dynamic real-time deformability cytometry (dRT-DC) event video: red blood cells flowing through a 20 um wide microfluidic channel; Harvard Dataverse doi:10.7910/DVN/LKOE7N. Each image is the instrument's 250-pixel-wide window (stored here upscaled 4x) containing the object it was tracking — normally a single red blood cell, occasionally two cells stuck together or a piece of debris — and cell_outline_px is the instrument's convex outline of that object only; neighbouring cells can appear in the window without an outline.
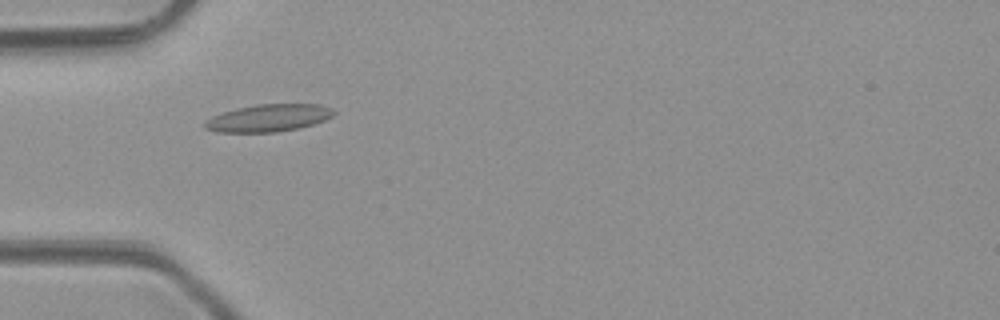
{"species": "common noctule bat (a hibernating species)", "species_latin": "Nyctalus noctula", "temperature_condition": "room temperature", "stored_images_in_passage": 6, "camera_frame_rate_fps": 3000, "um_per_image_px": 0.085, "animal": {"sex": "male", "body_mass_g": 23.1, "forearm_length_mm": 52.7}, "frame": {"image": 1, "passage_image": 4, "time_ms": 4.333, "image_size_px": [1000, 320], "cell_outline_px": [[336, 112], [332, 116], [324, 120], [300, 128], [276, 132], [220, 132], [204, 128], [204, 120], [212, 116], [236, 108], [256, 104], [320, 104], [332, 108]], "centroid_in_image_um": [22.82, 10.02], "position_along_channel_um": 62.2, "area_um2": 20.58}}
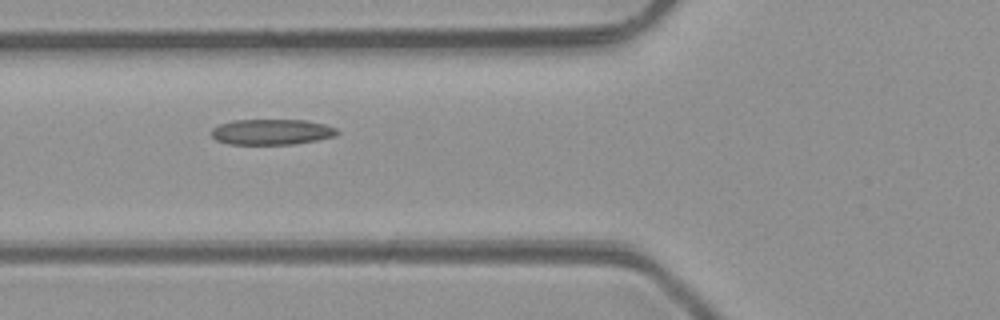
{"frame": {"image": 2, "passage_image": 5, "time_ms": 5.333, "image_size_px": [1000, 320], "cell_outline_px": [[340, 132], [336, 136], [316, 140], [292, 144], [228, 144], [216, 140], [212, 136], [212, 128], [220, 124], [232, 120], [308, 120], [324, 124], [336, 128]], "centroid_in_image_um": [23.1, 11.21], "position_along_channel_um": 102.7, "area_um2": 18.79}}
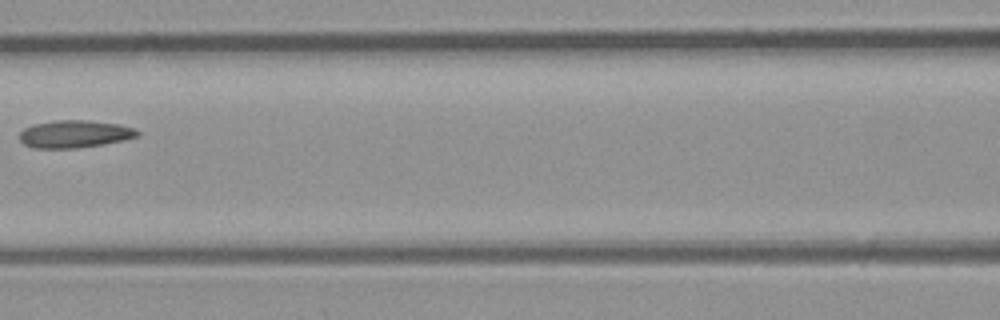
{"frame": {"image": 3, "passage_image": 6, "time_ms": 6.667, "image_size_px": [1000, 320], "cell_outline_px": [[140, 136], [124, 140], [104, 144], [76, 148], [32, 148], [24, 144], [20, 140], [20, 132], [24, 128], [32, 124], [56, 120], [88, 120], [120, 124], [136, 128], [140, 132]], "centroid_in_image_um": [6.37, 11.38], "position_along_channel_um": 160.2, "area_um2": 19.13}}